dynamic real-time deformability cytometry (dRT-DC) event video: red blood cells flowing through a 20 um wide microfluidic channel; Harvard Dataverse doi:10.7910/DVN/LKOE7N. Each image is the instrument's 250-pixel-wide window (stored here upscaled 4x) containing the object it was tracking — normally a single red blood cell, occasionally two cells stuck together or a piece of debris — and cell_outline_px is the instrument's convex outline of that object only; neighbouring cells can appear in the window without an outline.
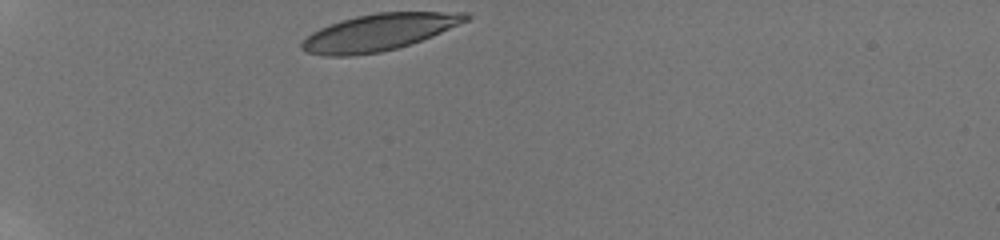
{"species": "human", "species_latin": "Homo sapiens", "temperature_condition": "room temperature", "stored_images_in_passage": 30, "camera_frame_rate_fps": 3000, "um_per_image_px": 0.085, "donor": {"sex": "male"}, "frame": {"image": 1, "passage_image": 1, "time_ms": 0.0, "image_size_px": [1000, 240], "cell_outline_px": [[472, 16], [468, 20], [432, 36], [396, 48], [380, 52], [352, 56], [324, 56], [304, 52], [300, 48], [300, 44], [312, 32], [320, 28], [340, 20], [356, 16], [376, 12], [468, 12]], "centroid_in_image_um": [32.18, 2.74], "position_along_channel_um": 52.8, "area_um2": 35.03}}
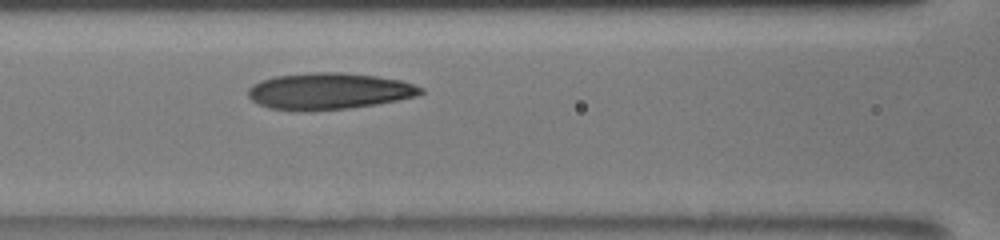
{"frame": {"image": 2, "passage_image": 10, "time_ms": 3.333, "image_size_px": [1000, 240], "cell_outline_px": [[424, 92], [416, 96], [376, 104], [348, 108], [268, 108], [252, 100], [248, 96], [248, 88], [252, 84], [260, 80], [276, 76], [312, 72], [340, 72], [376, 76], [400, 80], [424, 88]], "centroid_in_image_um": [27.98, 7.7], "position_along_channel_um": 138.6, "area_um2": 35.66}}
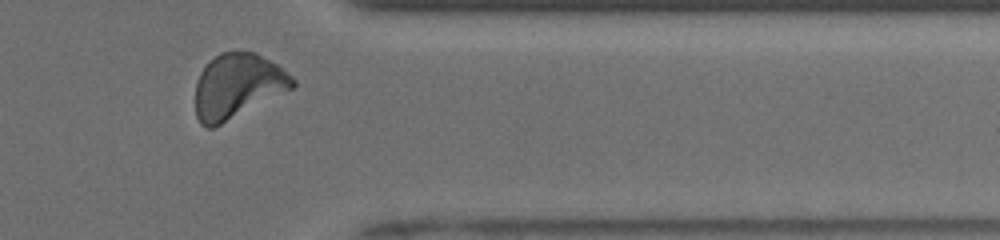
{"frame": {"image": 3, "passage_image": 28, "time_ms": 10.0, "image_size_px": [1000, 240], "cell_outline_px": [[296, 84], [292, 88], [212, 128], [208, 128], [200, 124], [196, 116], [196, 84], [200, 72], [220, 52], [256, 52], [276, 64], [292, 76], [296, 80]], "centroid_in_image_um": [20.18, 7.3], "position_along_channel_um": 391.2, "area_um2": 35.89}, "authors_computed_cell_mechanics": {"area_um2": 35.7493, "velocity_mm_per_s": 3.8405, "shape_relaxation_time_tau1_ms": 4.03, "shape_relaxation_time_tau2_ms": 1.0089, "deformation_change_tau1": 0.1404, "deformation_change_tau2": 0.0654}}